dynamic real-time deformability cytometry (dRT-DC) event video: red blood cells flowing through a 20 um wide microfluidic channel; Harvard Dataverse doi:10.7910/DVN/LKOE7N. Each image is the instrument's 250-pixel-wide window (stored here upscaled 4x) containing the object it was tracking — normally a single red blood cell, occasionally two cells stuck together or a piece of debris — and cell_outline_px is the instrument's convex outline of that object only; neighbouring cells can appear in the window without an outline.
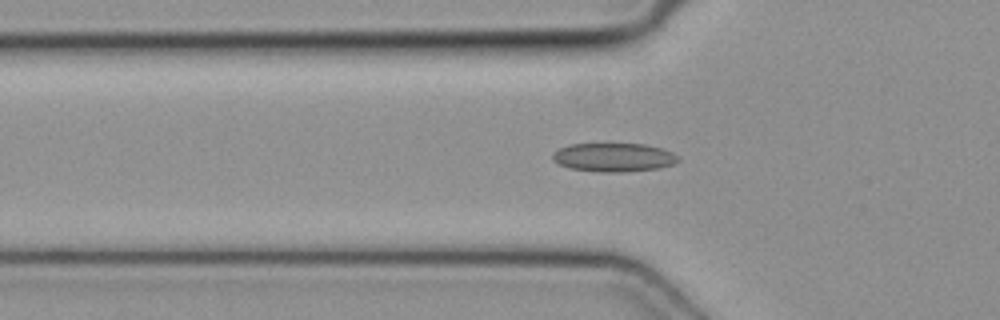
{"species": "common noctule bat (a hibernating species)", "species_latin": "Nyctalus noctula", "temperature_condition": "cold", "stored_images_in_passage": 46, "camera_frame_rate_fps": 3000, "um_per_image_px": 0.085, "animal": {"sex": "female", "body_mass_g": 19.3, "forearm_length_mm": 54.1}, "frame": {"image": 1, "passage_image": 14, "time_ms": 4.333, "image_size_px": [1000, 320], "cell_outline_px": [[680, 160], [672, 164], [660, 168], [628, 172], [596, 172], [568, 168], [552, 160], [552, 152], [560, 148], [572, 144], [644, 144], [660, 148], [672, 152], [680, 156]], "centroid_in_image_um": [52.17, 13.39], "position_along_channel_um": 73.6, "area_um2": 21.15}}
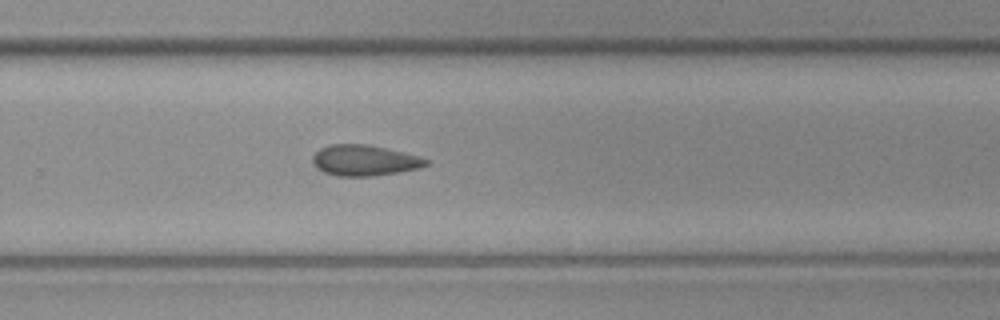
{"frame": {"image": 2, "passage_image": 30, "time_ms": 9.667, "image_size_px": [1000, 320], "cell_outline_px": [[428, 164], [420, 168], [372, 176], [336, 176], [324, 172], [316, 168], [312, 164], [312, 156], [320, 148], [332, 144], [368, 144], [416, 156], [428, 160]], "centroid_in_image_um": [30.9, 13.64], "position_along_channel_um": 298.9, "area_um2": 20.11}}
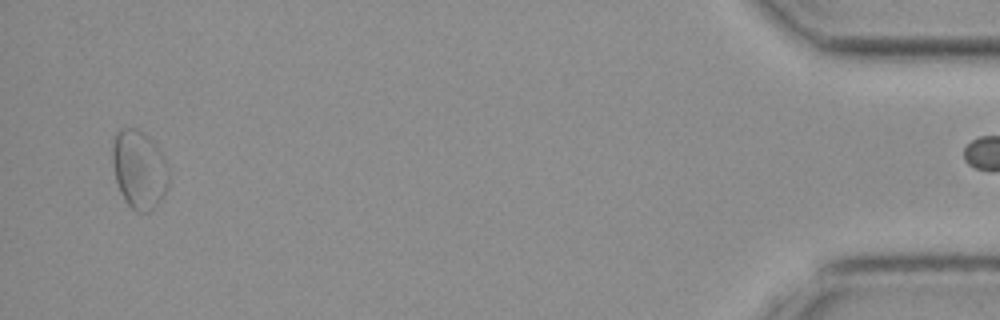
{"frame": {"image": 3, "passage_image": 45, "time_ms": 14.667, "image_size_px": [1000, 320], "cell_outline_px": [[168, 188], [160, 200], [148, 212], [136, 212], [124, 200], [120, 192], [116, 180], [112, 160], [112, 148], [116, 132], [120, 128], [136, 128], [148, 136], [152, 140], [164, 156], [168, 164]], "centroid_in_image_um": [11.83, 14.39], "position_along_channel_um": 423.4, "area_um2": 25.78}}